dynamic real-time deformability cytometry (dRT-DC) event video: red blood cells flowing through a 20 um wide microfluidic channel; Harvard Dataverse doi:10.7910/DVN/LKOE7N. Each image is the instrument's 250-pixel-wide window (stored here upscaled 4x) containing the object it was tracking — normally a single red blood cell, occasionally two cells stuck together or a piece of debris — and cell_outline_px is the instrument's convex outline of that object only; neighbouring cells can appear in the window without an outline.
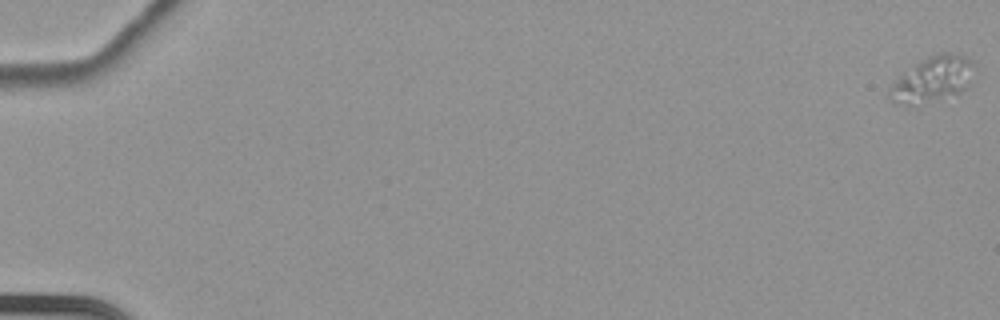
{"species": "common noctule bat (a hibernating species)", "species_latin": "Nyctalus noctula", "temperature_condition": "cold", "stored_images_in_passage": 65, "camera_frame_rate_fps": 3000, "um_per_image_px": 0.085, "animal": {"sex": "female", "body_mass_g": 22.7, "forearm_length_mm": 54.2}, "frame": {"image": 1, "passage_image": 1, "time_ms": 0.0, "image_size_px": [1000, 320], "cell_outline_px": [[972, 64], [968, 84], [960, 92], [916, 108], [892, 104], [888, 96], [888, 88], [900, 76], [920, 60], [928, 56], [940, 52], [948, 52], [964, 56], [972, 60]], "centroid_in_image_um": [79.16, 6.81], "position_along_channel_um": 5.8, "area_um2": 22.72}}
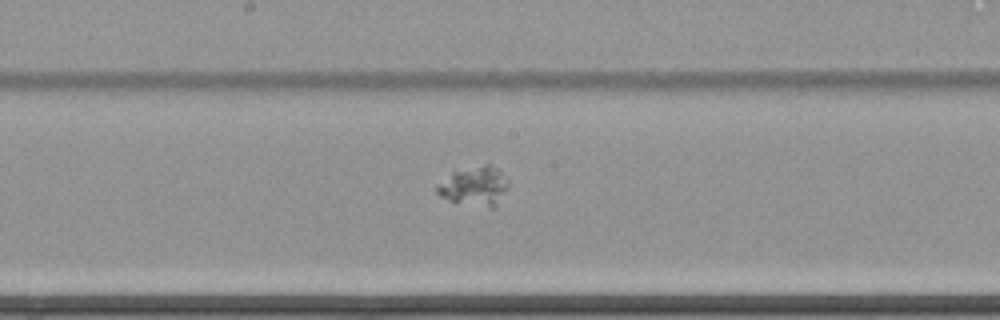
{"frame": {"image": 2, "passage_image": 38, "time_ms": 12.333, "image_size_px": [1000, 320], "cell_outline_px": [[508, 188], [496, 204], [492, 208], [452, 200], [440, 196], [436, 192], [436, 188], [452, 172], [484, 164], [488, 164], [496, 168], [508, 180]], "centroid_in_image_um": [40.36, 15.81], "position_along_channel_um": 207.8, "area_um2": 15.61}}
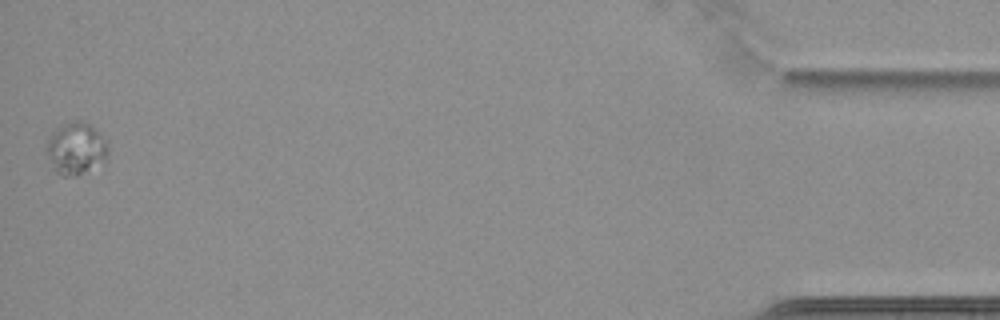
{"frame": {"image": 3, "passage_image": 65, "time_ms": 21.333, "image_size_px": [1000, 320], "cell_outline_px": [[108, 152], [104, 160], [76, 176], [60, 176], [56, 172], [48, 152], [48, 140], [52, 132], [60, 124], [72, 120], [80, 120], [88, 124], [108, 144]], "centroid_in_image_um": [6.44, 12.6], "position_along_channel_um": 428.8, "area_um2": 17.98}}